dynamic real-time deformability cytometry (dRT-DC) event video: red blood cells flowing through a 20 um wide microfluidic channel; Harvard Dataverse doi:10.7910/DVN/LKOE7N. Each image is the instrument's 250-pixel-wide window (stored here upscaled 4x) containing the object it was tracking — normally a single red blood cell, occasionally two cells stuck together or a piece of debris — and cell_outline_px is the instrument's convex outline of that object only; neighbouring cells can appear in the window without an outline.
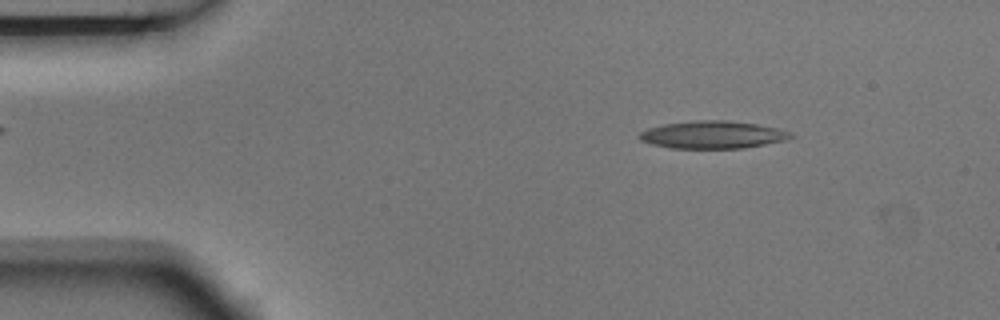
{"species": "Egyptian fruit bat (a non-hibernating species)", "species_latin": "Rousettus aegyptiacus", "temperature_condition": "room temperature", "stored_images_in_passage": 9, "camera_frame_rate_fps": 3000, "um_per_image_px": 0.085, "animal": {"sex": "male"}, "frame": {"image": 1, "passage_image": 2, "time_ms": 0.333, "image_size_px": [1000, 320], "cell_outline_px": [[796, 136], [788, 140], [744, 148], [672, 148], [652, 144], [640, 140], [636, 136], [640, 132], [648, 128], [664, 124], [696, 120], [728, 120], [756, 124], [776, 128], [792, 132]], "centroid_in_image_um": [60.6, 11.45], "position_along_channel_um": 24.4, "area_um2": 24.45}}
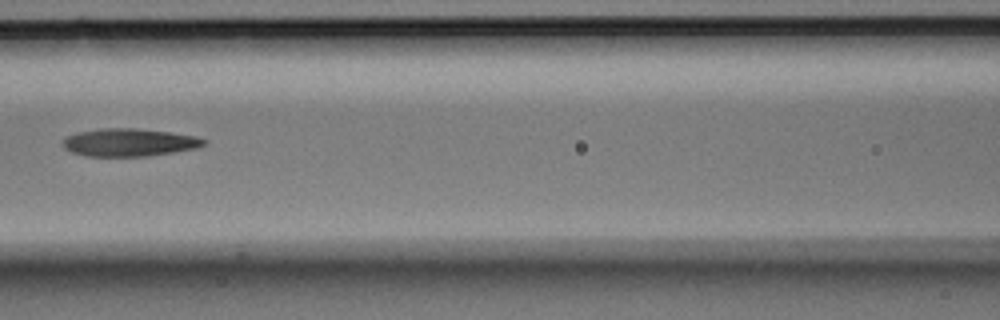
{"frame": {"image": 2, "passage_image": 6, "time_ms": 1.667, "image_size_px": [1000, 320], "cell_outline_px": [[208, 140], [204, 144], [196, 148], [148, 156], [84, 156], [72, 152], [64, 148], [64, 136], [80, 132], [104, 128], [136, 128], [168, 132], [196, 136]], "centroid_in_image_um": [10.98, 12.1], "position_along_channel_um": 155.6, "area_um2": 22.66}}
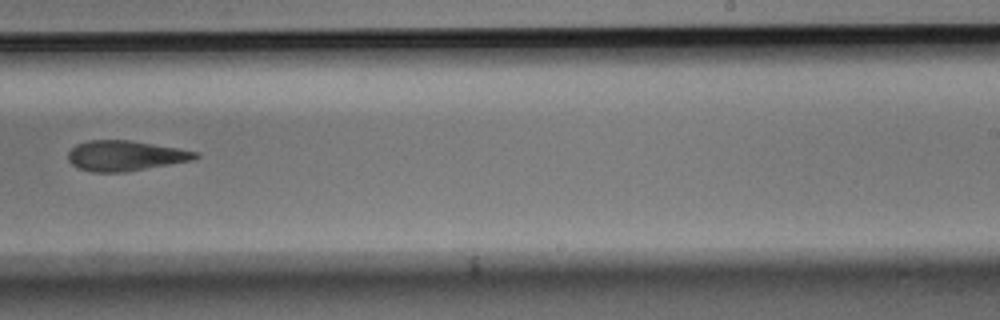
{"frame": {"image": 3, "passage_image": 9, "time_ms": 2.667, "image_size_px": [1000, 320], "cell_outline_px": [[200, 156], [192, 160], [124, 172], [92, 172], [80, 168], [72, 164], [68, 160], [68, 152], [76, 144], [88, 140], [132, 140], [180, 148], [200, 152]], "centroid_in_image_um": [10.66, 13.22], "position_along_channel_um": 278.3, "area_um2": 22.48}}